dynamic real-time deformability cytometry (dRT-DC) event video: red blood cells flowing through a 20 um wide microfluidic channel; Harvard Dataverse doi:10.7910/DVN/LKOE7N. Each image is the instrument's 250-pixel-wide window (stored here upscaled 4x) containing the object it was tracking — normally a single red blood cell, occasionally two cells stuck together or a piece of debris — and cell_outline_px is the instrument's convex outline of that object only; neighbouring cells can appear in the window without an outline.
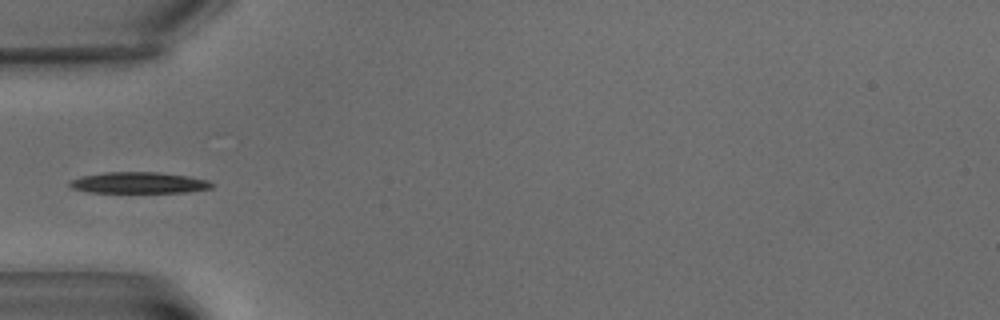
{"species": "common noctule bat (a hibernating species)", "species_latin": "Nyctalus noctula", "temperature_condition": "warm", "stored_images_in_passage": 8, "camera_frame_rate_fps": 3000, "um_per_image_px": 0.085, "animal": {"sex": "male", "body_mass_g": 15.6}, "frame": {"image": 1, "passage_image": 7, "time_ms": 7.0, "image_size_px": [1000, 320], "cell_outline_px": [[216, 184], [212, 188], [188, 192], [88, 192], [72, 188], [68, 184], [68, 180], [80, 176], [104, 172], [156, 172], [188, 176], [208, 180]], "centroid_in_image_um": [11.79, 15.53], "position_along_channel_um": 73.2, "area_um2": 17.69}}
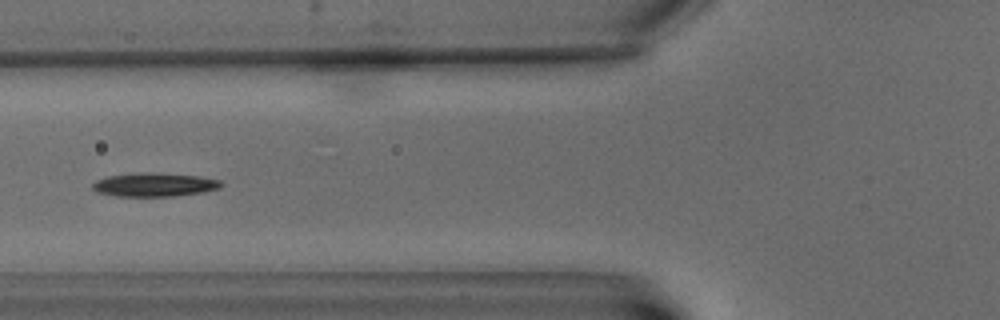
{"frame": {"image": 2, "passage_image": 8, "time_ms": 8.333, "image_size_px": [1000, 320], "cell_outline_px": [[224, 184], [220, 188], [204, 192], [176, 196], [116, 196], [96, 192], [92, 188], [92, 184], [96, 180], [108, 176], [148, 172], [152, 172], [200, 176], [220, 180]], "centroid_in_image_um": [13.15, 15.7], "position_along_channel_um": 112.6, "area_um2": 17.8}}